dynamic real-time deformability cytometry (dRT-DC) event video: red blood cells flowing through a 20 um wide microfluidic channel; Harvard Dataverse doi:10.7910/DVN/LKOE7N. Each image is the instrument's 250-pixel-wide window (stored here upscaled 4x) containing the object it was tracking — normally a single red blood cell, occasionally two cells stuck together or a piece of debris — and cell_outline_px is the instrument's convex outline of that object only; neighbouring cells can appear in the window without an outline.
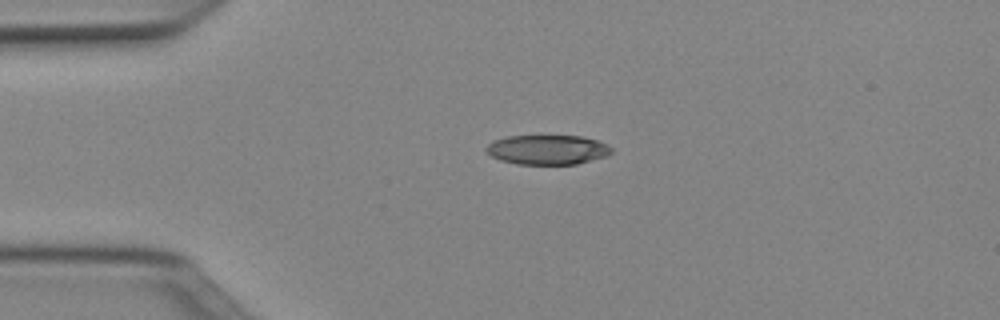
{"species": "Egyptian fruit bat (a non-hibernating species)", "species_latin": "Rousettus aegyptiacus", "temperature_condition": "cold", "stored_images_in_passage": 44, "camera_frame_rate_fps": 3000, "um_per_image_px": 0.085, "animal": {"sex": "female"}, "frame": {"image": 1, "passage_image": 11, "time_ms": 3.333, "image_size_px": [1000, 320], "cell_outline_px": [[612, 152], [608, 156], [576, 164], [516, 164], [500, 160], [492, 156], [484, 148], [488, 144], [496, 140], [508, 136], [580, 136], [596, 140], [612, 148]], "centroid_in_image_um": [46.54, 12.73], "position_along_channel_um": 38.5, "area_um2": 21.44}}
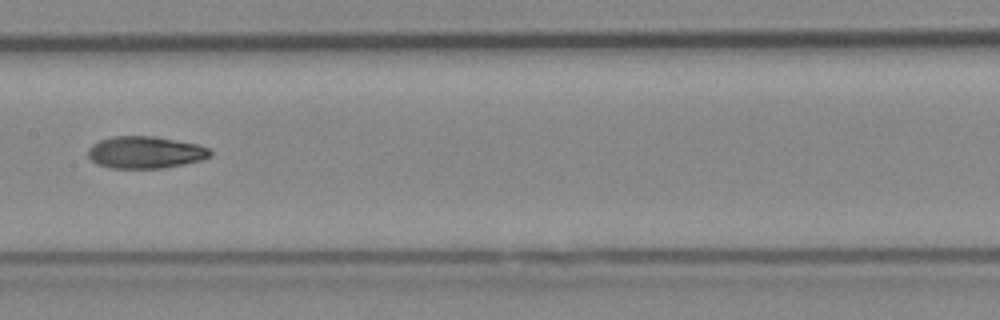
{"frame": {"image": 2, "passage_image": 25, "time_ms": 8.0, "image_size_px": [1000, 320], "cell_outline_px": [[212, 156], [200, 160], [184, 164], [164, 168], [108, 168], [96, 164], [88, 156], [88, 148], [92, 144], [100, 140], [112, 136], [152, 136], [176, 140], [196, 144], [208, 148], [212, 152]], "centroid_in_image_um": [12.32, 12.95], "position_along_channel_um": 195.1, "area_um2": 22.89}}
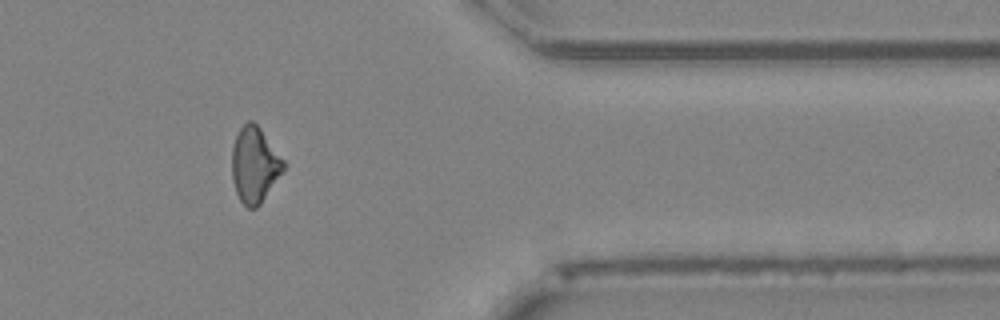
{"frame": {"image": 3, "passage_image": 41, "time_ms": 13.333, "image_size_px": [1000, 320], "cell_outline_px": [[284, 172], [260, 204], [256, 208], [248, 208], [240, 200], [236, 192], [232, 180], [232, 148], [236, 136], [240, 128], [248, 120], [252, 120], [260, 128], [284, 160]], "centroid_in_image_um": [21.64, 14.02], "position_along_channel_um": 389.8, "area_um2": 22.72}, "authors_computed_cell_mechanics": {"area_um2": 22.7732, "velocity_mm_per_s": 4.0115, "shape_relaxation_time_tau1_ms": 7.4416, "shape_relaxation_time_tau2_ms": 6.2056, "deformation_change_tau1": 0.1823, "deformation_change_tau2": 0.1488}}